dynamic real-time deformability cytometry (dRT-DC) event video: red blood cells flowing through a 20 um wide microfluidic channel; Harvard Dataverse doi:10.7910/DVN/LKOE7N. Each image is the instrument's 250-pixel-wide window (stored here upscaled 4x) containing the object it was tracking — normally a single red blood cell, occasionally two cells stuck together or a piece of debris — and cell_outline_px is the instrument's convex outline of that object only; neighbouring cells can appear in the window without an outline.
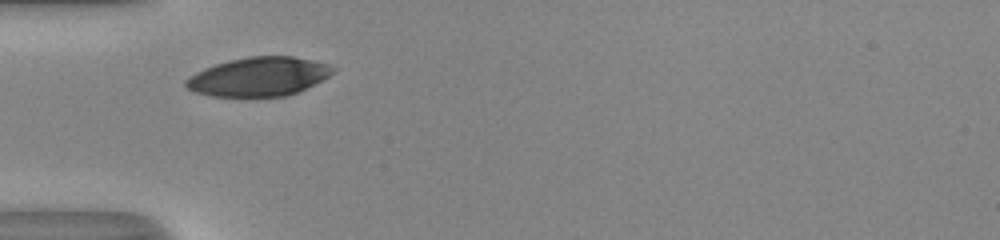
{"species": "human", "species_latin": "Homo sapiens", "temperature_condition": "room temperature", "stored_images_in_passage": 2, "camera_frame_rate_fps": 3000, "um_per_image_px": 0.085, "donor": {"sex": "male"}, "frame": {"image": 1, "passage_image": 1, "time_ms": 0.0, "image_size_px": [1000, 240], "cell_outline_px": [[312, 80], [300, 88], [288, 92], [248, 96], [216, 68], [228, 64], [248, 60], [296, 60]], "centroid_in_image_um": [22.61, 6.48], "position_along_channel_um": 62.4, "area_um2": 17.63}}